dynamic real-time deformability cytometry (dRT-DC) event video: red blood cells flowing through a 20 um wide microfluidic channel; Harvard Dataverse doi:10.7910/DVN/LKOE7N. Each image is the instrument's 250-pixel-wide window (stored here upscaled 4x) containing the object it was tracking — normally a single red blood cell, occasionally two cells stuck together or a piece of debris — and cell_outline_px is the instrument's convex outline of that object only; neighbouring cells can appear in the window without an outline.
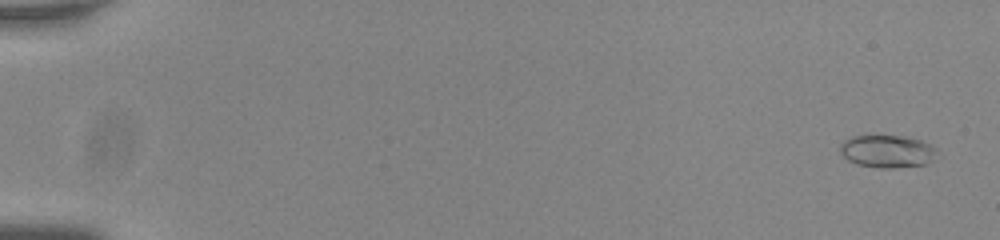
{"species": "common noctule bat (a hibernating species)", "species_latin": "Nyctalus noctula", "temperature_condition": "room temperature", "stored_images_in_passage": 57, "camera_frame_rate_fps": 3000, "um_per_image_px": 0.085, "animal": {"sex": "male", "body_mass_g": 20.0, "forearm_length_mm": 53.3}, "frame": {"image": 1, "passage_image": 3, "time_ms": 0.667, "image_size_px": [1000, 240], "cell_outline_px": [[936, 148], [932, 160], [928, 164], [892, 168], [880, 168], [856, 164], [848, 160], [840, 152], [840, 144], [844, 140], [852, 136], [904, 136], [920, 140], [932, 144]], "centroid_in_image_um": [75.41, 12.86], "position_along_channel_um": 9.6, "area_um2": 18.38}}
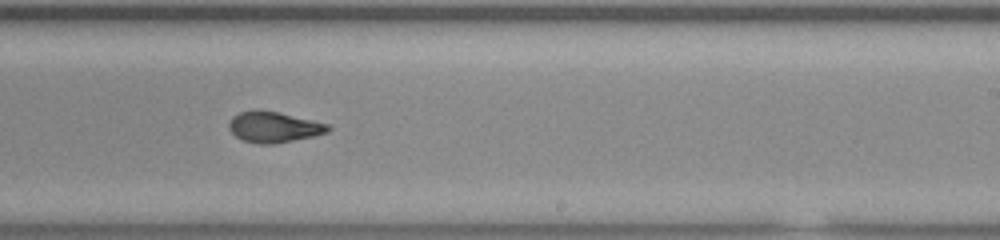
{"frame": {"image": 2, "passage_image": 37, "time_ms": 12.0, "image_size_px": [1000, 240], "cell_outline_px": [[332, 128], [328, 132], [312, 136], [272, 144], [260, 144], [244, 140], [236, 136], [228, 128], [228, 124], [232, 116], [240, 112], [280, 112], [328, 124]], "centroid_in_image_um": [23.29, 10.81], "position_along_channel_um": 265.7, "area_um2": 17.22}}
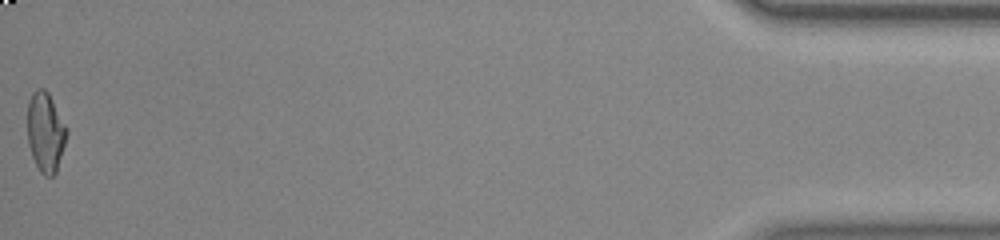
{"frame": {"image": 3, "passage_image": 57, "time_ms": 18.667, "image_size_px": [1000, 240], "cell_outline_px": [[68, 132], [56, 172], [52, 176], [44, 176], [40, 172], [32, 156], [28, 144], [28, 100], [32, 92], [36, 88], [44, 88], [48, 92], [68, 128]], "centroid_in_image_um": [3.87, 11.2], "position_along_channel_um": 431.3, "area_um2": 18.26}, "authors_computed_cell_mechanics": {"area_um2": 18.0914, "velocity_mm_per_s": 3.7847, "shape_relaxation_time_tau1_ms": 10.9641, "shape_relaxation_time_tau2_ms": 1.5477, "deformation_change_tau1": 0.2781, "deformation_change_tau2": 0.0676}}